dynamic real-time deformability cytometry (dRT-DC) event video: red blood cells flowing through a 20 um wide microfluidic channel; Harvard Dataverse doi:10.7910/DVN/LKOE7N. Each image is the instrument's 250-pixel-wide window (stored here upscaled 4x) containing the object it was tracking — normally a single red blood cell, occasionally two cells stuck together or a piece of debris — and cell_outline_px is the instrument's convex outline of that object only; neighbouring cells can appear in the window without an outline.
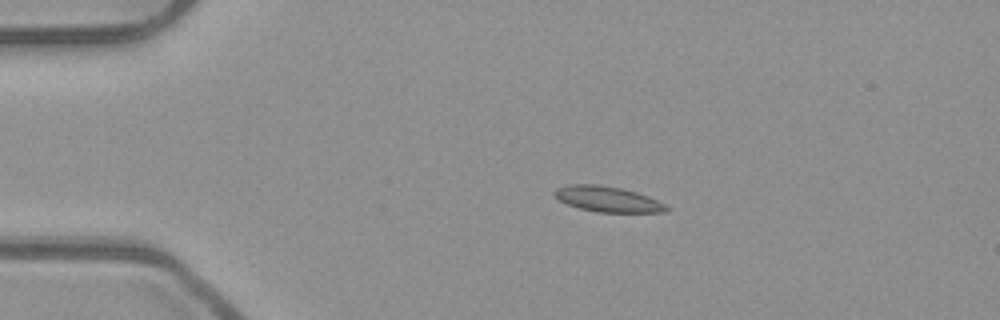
{"species": "common noctule bat (a hibernating species)", "species_latin": "Nyctalus noctula", "temperature_condition": "room temperature", "stored_images_in_passage": 47, "camera_frame_rate_fps": 3000, "um_per_image_px": 0.085, "animal": {"sex": "male", "body_mass_g": 23.1, "forearm_length_mm": 52.7}, "frame": {"image": 1, "passage_image": 6, "time_ms": 1.667, "image_size_px": [1000, 320], "cell_outline_px": [[668, 212], [596, 212], [580, 208], [568, 204], [552, 196], [552, 192], [556, 188], [568, 184], [600, 184], [620, 188], [636, 192], [648, 196], [664, 204], [668, 208]], "centroid_in_image_um": [51.59, 16.91], "position_along_channel_um": 33.4, "area_um2": 16.65}}
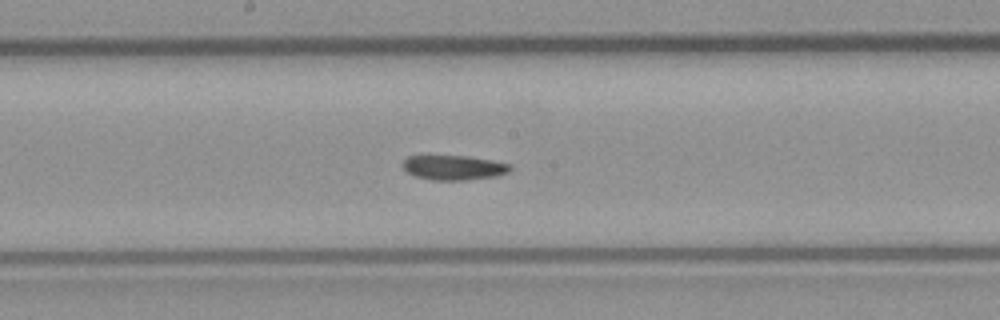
{"frame": {"image": 2, "passage_image": 23, "time_ms": 7.333, "image_size_px": [1000, 320], "cell_outline_px": [[512, 168], [508, 172], [496, 176], [464, 180], [432, 180], [416, 176], [408, 172], [400, 164], [408, 156], [468, 156], [492, 160], [512, 164]], "centroid_in_image_um": [38.58, 14.24], "position_along_channel_um": 209.6, "area_um2": 15.43}}
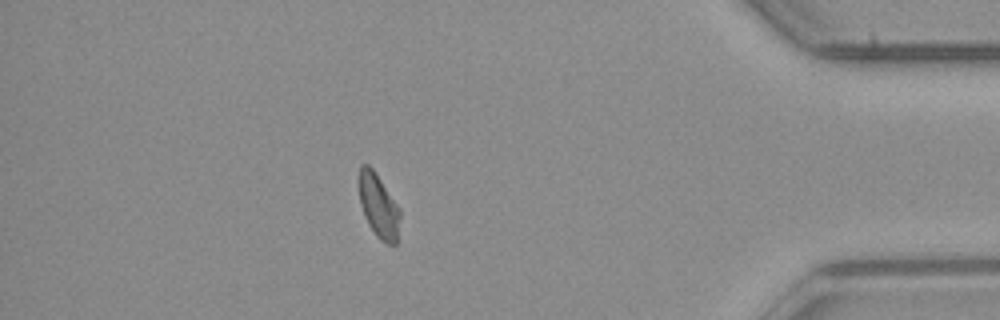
{"frame": {"image": 3, "passage_image": 41, "time_ms": 13.333, "image_size_px": [1000, 320], "cell_outline_px": [[400, 216], [396, 244], [388, 244], [380, 240], [376, 236], [368, 224], [360, 204], [360, 164], [368, 164], [372, 168], [400, 208]], "centroid_in_image_um": [32.19, 17.53], "position_along_channel_um": 403.0, "area_um2": 14.97}, "authors_computed_cell_mechanics": {"area_um2": 15.8372, "velocity_mm_per_s": 3.9596, "shape_relaxation_time_tau1_ms": null, "shape_relaxation_time_tau2_ms": 9.7668, "deformation_change_tau1": null, "deformation_change_tau2": 0.1628}}